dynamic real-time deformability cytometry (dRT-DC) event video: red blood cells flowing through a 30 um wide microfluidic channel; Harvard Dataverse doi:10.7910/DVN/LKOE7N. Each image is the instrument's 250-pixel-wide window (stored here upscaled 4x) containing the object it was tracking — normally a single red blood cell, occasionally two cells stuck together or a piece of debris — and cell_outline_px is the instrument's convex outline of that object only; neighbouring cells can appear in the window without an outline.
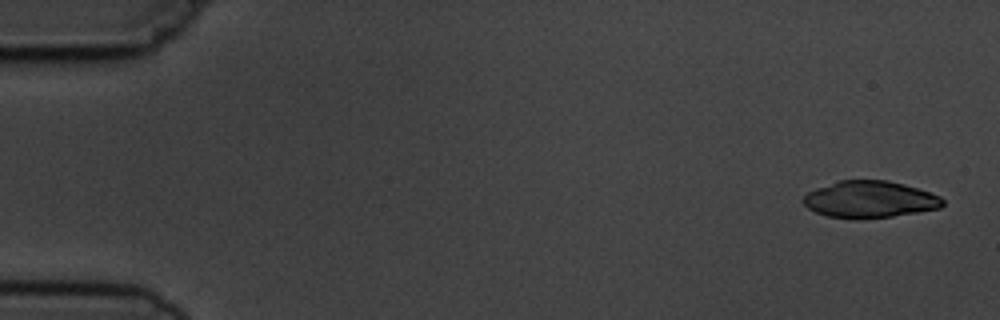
{"species": "common noctule bat (a hibernating species)", "species_latin": "Nyctalus noctula", "temperature_condition": "cold", "stored_images_in_passage": 6, "camera_frame_rate_fps": 3000, "um_per_image_px": 0.085, "animal": {"sex": "male", "body_mass_g": 19.5, "forearm_length_mm": 54.6}, "frame": {"image": 1, "passage_image": 1, "time_ms": 0.0, "image_size_px": [1000, 320], "cell_outline_px": [[944, 204], [940, 208], [892, 216], [828, 216], [816, 212], [808, 208], [800, 200], [808, 192], [816, 188], [840, 180], [888, 180], [904, 184], [940, 196], [944, 200]], "centroid_in_image_um": [73.93, 16.91], "position_along_channel_um": 11.1, "area_um2": 29.02}}